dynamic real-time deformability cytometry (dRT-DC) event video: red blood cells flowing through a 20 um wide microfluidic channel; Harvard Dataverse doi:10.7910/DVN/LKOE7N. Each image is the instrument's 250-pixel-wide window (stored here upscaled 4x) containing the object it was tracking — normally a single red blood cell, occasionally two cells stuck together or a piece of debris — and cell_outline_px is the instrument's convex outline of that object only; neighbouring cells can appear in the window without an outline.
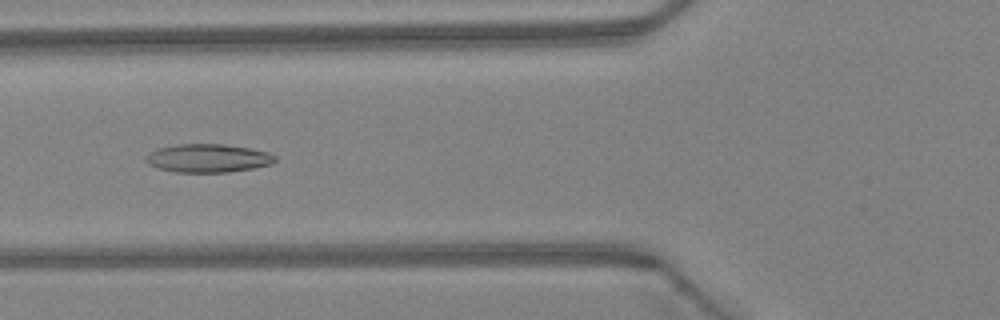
{"species": "Egyptian fruit bat (a non-hibernating species)", "species_latin": "Rousettus aegyptiacus", "temperature_condition": "warm", "stored_images_in_passage": 34, "camera_frame_rate_fps": 3000, "um_per_image_px": 0.085, "animal": {"sex": "female"}, "frame": {"image": 1, "passage_image": 8, "time_ms": 2.333, "image_size_px": [1000, 320], "cell_outline_px": [[276, 160], [272, 164], [256, 168], [228, 172], [176, 172], [156, 168], [148, 164], [144, 160], [144, 156], [148, 152], [160, 148], [176, 144], [224, 144], [252, 148], [268, 152], [276, 156]], "centroid_in_image_um": [17.67, 13.44], "position_along_channel_um": 108.1, "area_um2": 21.68}}
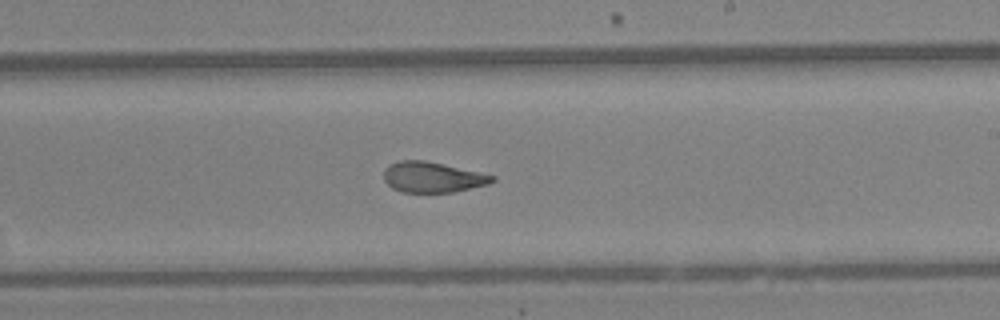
{"frame": {"image": 2, "passage_image": 18, "time_ms": 5.667, "image_size_px": [1000, 320], "cell_outline_px": [[496, 180], [488, 184], [452, 192], [404, 192], [392, 188], [384, 180], [384, 168], [388, 164], [400, 160], [424, 160], [480, 172], [496, 176]], "centroid_in_image_um": [36.75, 15.05], "position_along_channel_um": 252.3, "area_um2": 19.25}}
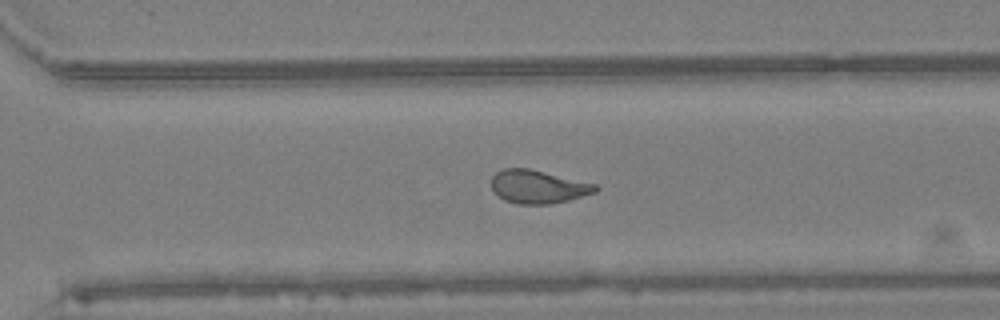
{"frame": {"image": 3, "passage_image": 23, "time_ms": 7.333, "image_size_px": [1000, 320], "cell_outline_px": [[600, 188], [596, 192], [568, 200], [552, 204], [516, 204], [504, 200], [492, 188], [492, 176], [496, 172], [504, 168], [528, 168], [596, 184]], "centroid_in_image_um": [45.74, 15.87], "position_along_channel_um": 324.9, "area_um2": 20.06}, "authors_computed_cell_mechanics": {"area_um2": 21.386, "velocity_mm_per_s": 4.3541, "shape_relaxation_time_tau1_ms": 6.7794, "shape_relaxation_time_tau2_ms": 2.1438, "deformation_change_tau1": 0.2013, "deformation_change_tau2": 0.0948}}